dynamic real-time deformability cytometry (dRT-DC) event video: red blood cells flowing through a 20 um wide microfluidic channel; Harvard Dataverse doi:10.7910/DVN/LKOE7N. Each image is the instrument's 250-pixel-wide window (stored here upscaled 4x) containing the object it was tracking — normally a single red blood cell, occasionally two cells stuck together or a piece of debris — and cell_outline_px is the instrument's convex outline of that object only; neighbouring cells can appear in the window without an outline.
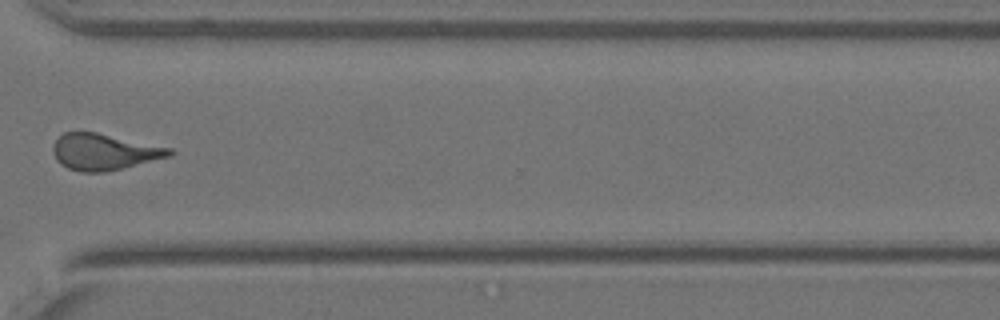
{"species": "Egyptian fruit bat (a non-hibernating species)", "species_latin": "Rousettus aegyptiacus", "temperature_condition": "warm", "stored_images_in_passage": 29, "camera_frame_rate_fps": 3000, "um_per_image_px": 0.085, "animal": {"sex": "female"}, "frame": {"image": 1, "passage_image": 21, "time_ms": 6.667, "image_size_px": [1000, 320], "cell_outline_px": [[176, 152], [172, 156], [104, 172], [80, 172], [68, 168], [60, 164], [56, 160], [52, 148], [56, 140], [64, 132], [96, 132], [172, 148]], "centroid_in_image_um": [8.86, 12.91], "position_along_channel_um": 361.7, "area_um2": 24.57}}